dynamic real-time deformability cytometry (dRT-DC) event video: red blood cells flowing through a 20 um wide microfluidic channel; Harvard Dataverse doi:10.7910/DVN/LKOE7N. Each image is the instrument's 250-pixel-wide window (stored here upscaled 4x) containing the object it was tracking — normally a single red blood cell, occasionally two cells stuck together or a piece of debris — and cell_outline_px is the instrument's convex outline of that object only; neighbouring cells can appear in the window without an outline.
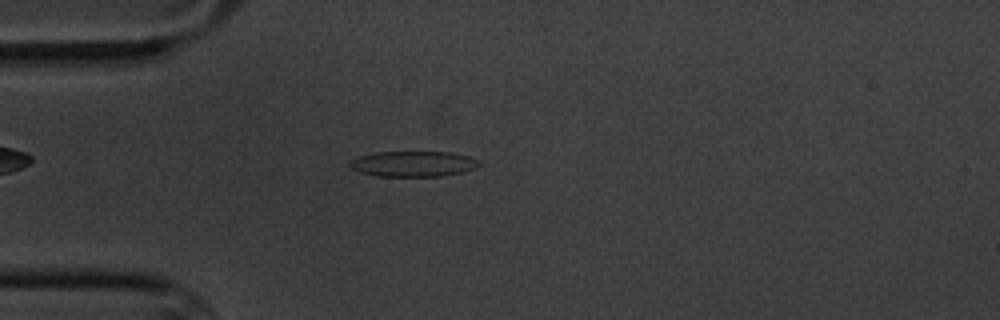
{"species": "common noctule bat (a hibernating species)", "species_latin": "Nyctalus noctula", "temperature_condition": "cold", "stored_images_in_passage": 2, "camera_frame_rate_fps": 3000, "um_per_image_px": 0.085, "animal": {"sex": "male", "body_mass_g": 20.1, "forearm_length_mm": 53.5}, "frame": {"image": 1, "passage_image": 2, "time_ms": 2.0, "image_size_px": [1000, 320], "cell_outline_px": [[480, 164], [476, 168], [464, 172], [440, 176], [376, 176], [360, 172], [352, 168], [348, 164], [352, 160], [360, 156], [376, 152], [452, 152], [468, 156], [480, 160]], "centroid_in_image_um": [35.17, 13.93], "position_along_channel_um": 49.8, "area_um2": 19.25}}